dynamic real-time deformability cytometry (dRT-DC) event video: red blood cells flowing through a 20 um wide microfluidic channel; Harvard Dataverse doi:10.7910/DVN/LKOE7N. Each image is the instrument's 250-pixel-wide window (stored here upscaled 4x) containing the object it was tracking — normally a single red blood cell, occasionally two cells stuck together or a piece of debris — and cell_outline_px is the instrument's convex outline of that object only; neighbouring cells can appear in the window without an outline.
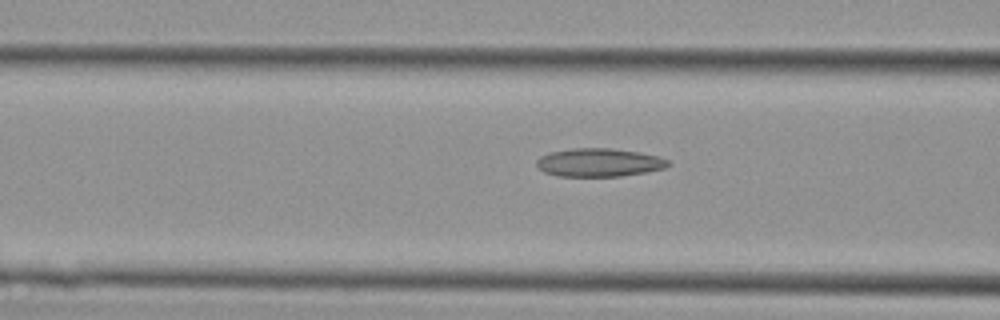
{"species": "Egyptian fruit bat (a non-hibernating species)", "species_latin": "Rousettus aegyptiacus", "temperature_condition": "cold", "stored_images_in_passage": 12, "camera_frame_rate_fps": 3000, "um_per_image_px": 0.085, "animal": {"sex": "female"}, "frame": {"image": 1, "passage_image": 4, "time_ms": 1.0, "image_size_px": [1000, 320], "cell_outline_px": [[672, 164], [664, 168], [644, 172], [620, 176], [560, 176], [544, 172], [536, 164], [536, 160], [540, 156], [548, 152], [572, 148], [612, 148], [640, 152], [656, 156], [668, 160]], "centroid_in_image_um": [50.9, 13.8], "position_along_channel_um": 115.7, "area_um2": 21.68}}
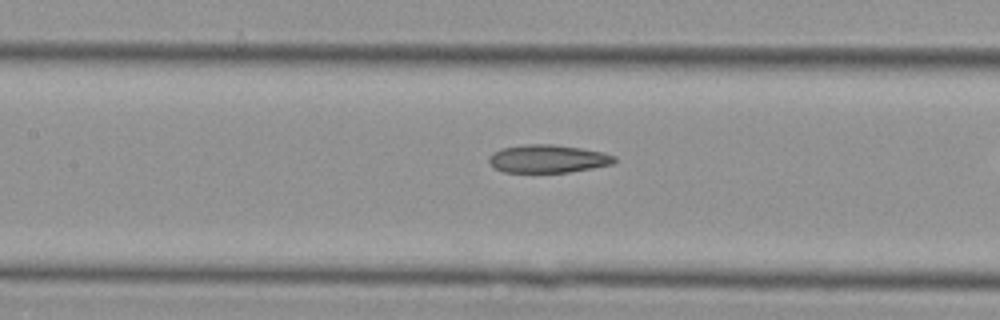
{"frame": {"image": 2, "passage_image": 7, "time_ms": 2.0, "image_size_px": [1000, 320], "cell_outline_px": [[616, 160], [612, 164], [592, 168], [568, 172], [504, 172], [496, 168], [488, 160], [488, 156], [492, 152], [500, 148], [524, 144], [552, 144], [580, 148], [604, 152], [616, 156]], "centroid_in_image_um": [46.56, 13.48], "position_along_channel_um": 160.8, "area_um2": 20.52}}
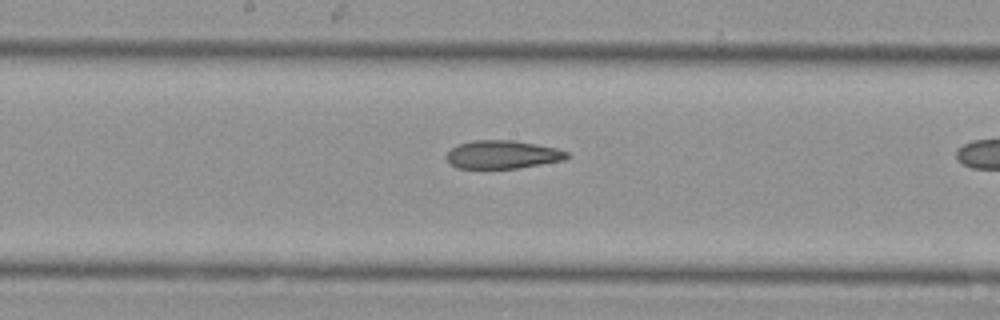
{"frame": {"image": 3, "passage_image": 10, "time_ms": 3.0, "image_size_px": [1000, 320], "cell_outline_px": [[572, 156], [564, 160], [516, 168], [456, 168], [444, 156], [456, 144], [472, 140], [516, 140], [556, 148], [568, 152]], "centroid_in_image_um": [42.71, 13.12], "position_along_channel_um": 205.5, "area_um2": 19.88}}